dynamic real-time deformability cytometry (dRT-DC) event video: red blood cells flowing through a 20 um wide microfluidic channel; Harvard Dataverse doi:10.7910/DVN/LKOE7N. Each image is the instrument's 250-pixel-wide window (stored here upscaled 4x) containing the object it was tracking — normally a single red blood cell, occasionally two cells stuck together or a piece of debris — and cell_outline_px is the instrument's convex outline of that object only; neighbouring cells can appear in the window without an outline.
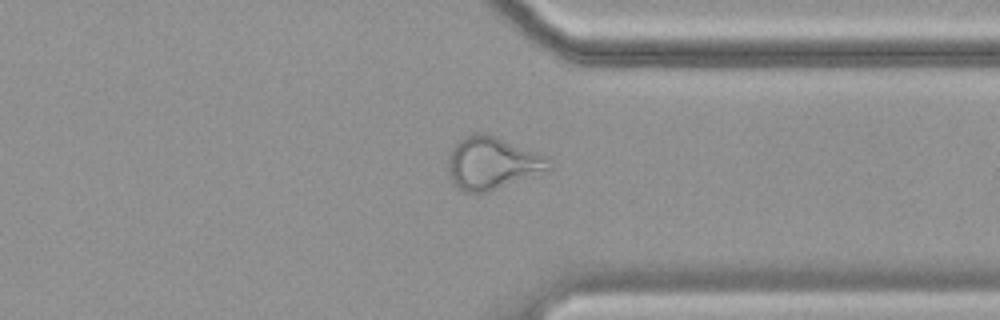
{"species": "common noctule bat (a hibernating species)", "species_latin": "Nyctalus noctula", "temperature_condition": "cold", "stored_images_in_passage": 57, "camera_frame_rate_fps": 3000, "um_per_image_px": 0.085, "animal": {"sex": "female", "body_mass_g": 19.9}, "frame": {"image": 1, "passage_image": 44, "time_ms": 14.333, "image_size_px": [1000, 320], "cell_outline_px": [[552, 160], [548, 168], [488, 192], [464, 192], [452, 180], [448, 172], [448, 156], [452, 148], [460, 140], [476, 132], [484, 132], [496, 136], [548, 156]], "centroid_in_image_um": [41.8, 13.83], "position_along_channel_um": 369.6, "area_um2": 30.17}}
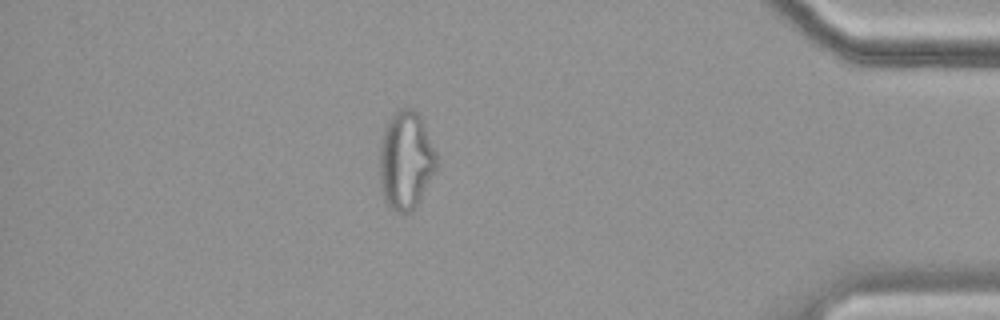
{"frame": {"image": 2, "passage_image": 50, "time_ms": 16.333, "image_size_px": [1000, 320], "cell_outline_px": [[436, 168], [416, 208], [408, 212], [396, 212], [388, 208], [384, 200], [380, 188], [380, 144], [384, 128], [392, 112], [400, 108], [412, 108], [420, 116], [436, 152]], "centroid_in_image_um": [34.47, 13.64], "position_along_channel_um": 400.7, "area_um2": 32.77}}